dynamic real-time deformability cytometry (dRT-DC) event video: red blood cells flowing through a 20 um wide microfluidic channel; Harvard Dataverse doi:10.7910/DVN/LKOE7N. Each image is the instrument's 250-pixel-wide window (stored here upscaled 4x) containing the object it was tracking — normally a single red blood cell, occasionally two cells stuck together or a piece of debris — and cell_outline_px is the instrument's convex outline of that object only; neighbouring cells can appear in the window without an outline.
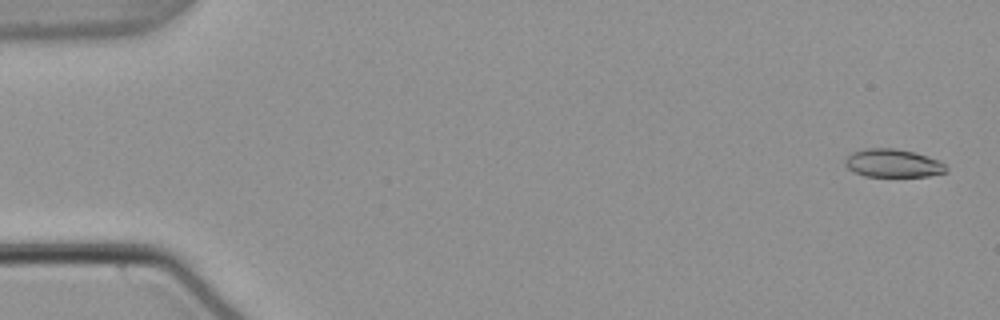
{"species": "common noctule bat (a hibernating species)", "species_latin": "Nyctalus noctula", "temperature_condition": "warm", "stored_images_in_passage": 55, "camera_frame_rate_fps": 3000, "um_per_image_px": 0.085, "animal": {"sex": "male", "body_mass_g": 21.5, "forearm_length_mm": 52.0}, "frame": {"image": 1, "passage_image": 2, "time_ms": 0.333, "image_size_px": [1000, 320], "cell_outline_px": [[948, 172], [928, 176], [864, 176], [852, 172], [844, 164], [844, 160], [852, 152], [864, 148], [892, 148], [912, 152], [940, 160], [948, 168]], "centroid_in_image_um": [75.88, 13.88], "position_along_channel_um": 9.1, "area_um2": 16.65}}
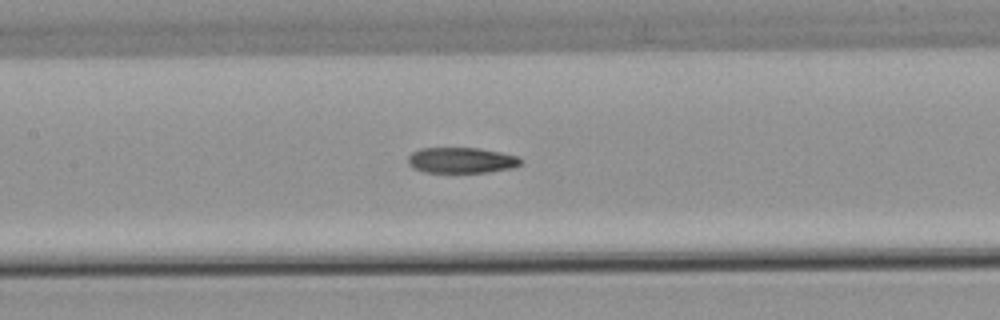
{"frame": {"image": 2, "passage_image": 26, "time_ms": 8.333, "image_size_px": [1000, 320], "cell_outline_px": [[524, 160], [516, 168], [488, 172], [424, 172], [408, 164], [408, 156], [412, 152], [420, 148], [480, 148], [500, 152], [516, 156]], "centroid_in_image_um": [39.26, 13.62], "position_along_channel_um": 168.1, "area_um2": 16.94}}
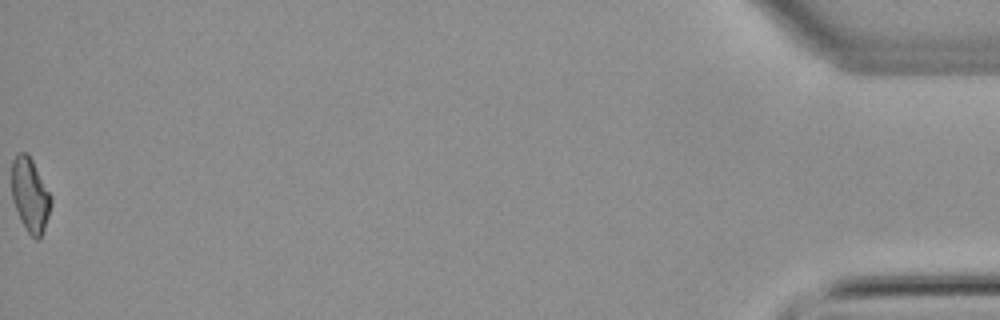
{"frame": {"image": 3, "passage_image": 55, "time_ms": 18.0, "image_size_px": [1000, 320], "cell_outline_px": [[52, 204], [44, 232], [36, 240], [28, 232], [20, 220], [12, 200], [12, 160], [16, 152], [24, 152], [32, 160], [52, 196]], "centroid_in_image_um": [2.56, 16.58], "position_along_channel_um": 432.6, "area_um2": 17.05}, "authors_computed_cell_mechanics": {"area_um2": 17.4556, "velocity_mm_per_s": 3.7988, "shape_relaxation_time_tau1_ms": null, "shape_relaxation_time_tau2_ms": 4.341, "deformation_change_tau1": null, "deformation_change_tau2": 0.1254}}